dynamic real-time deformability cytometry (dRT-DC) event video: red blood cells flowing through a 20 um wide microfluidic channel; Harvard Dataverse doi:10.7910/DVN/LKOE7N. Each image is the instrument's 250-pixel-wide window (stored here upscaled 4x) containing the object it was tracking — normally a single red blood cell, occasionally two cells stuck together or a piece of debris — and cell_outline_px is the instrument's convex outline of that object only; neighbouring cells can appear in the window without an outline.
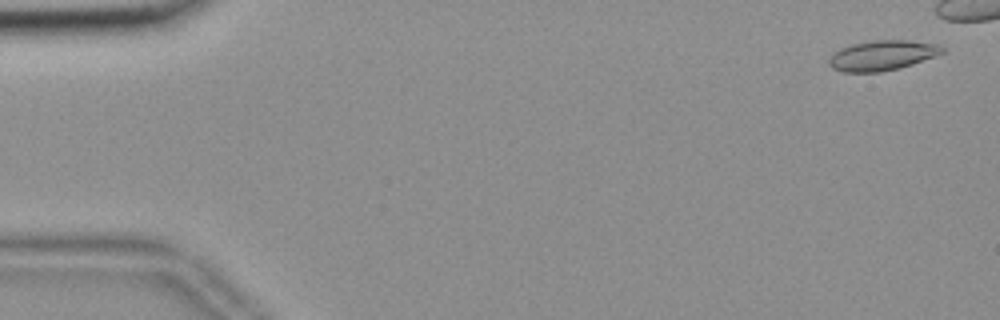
{"species": "common noctule bat (a hibernating species)", "species_latin": "Nyctalus noctula", "temperature_condition": "room temperature", "stored_images_in_passage": 45, "camera_frame_rate_fps": 3000, "um_per_image_px": 0.085, "animal": {"sex": "female", "body_mass_g": 18.4}, "frame": {"image": 1, "passage_image": 2, "time_ms": 0.333, "image_size_px": [1000, 320], "cell_outline_px": [[944, 52], [912, 64], [900, 68], [880, 72], [844, 72], [832, 68], [828, 64], [828, 60], [832, 52], [840, 48], [852, 44], [876, 40], [912, 40], [940, 44], [944, 48]], "centroid_in_image_um": [74.97, 4.7], "position_along_channel_um": 10.0, "area_um2": 19.94}}
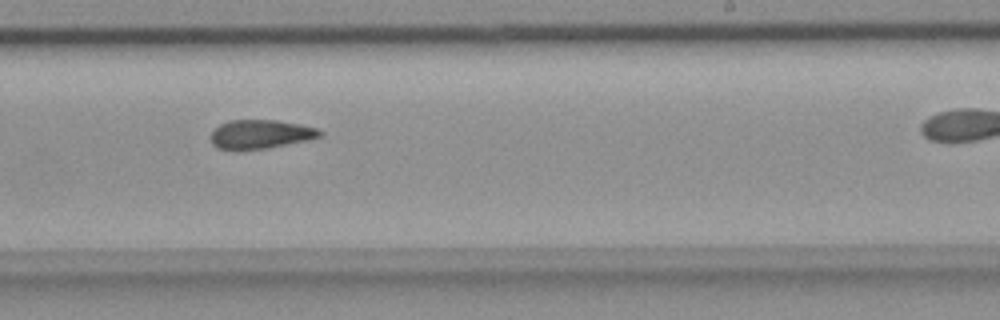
{"frame": {"image": 2, "passage_image": 34, "time_ms": 11.0, "image_size_px": [1000, 320], "cell_outline_px": [[324, 132], [320, 136], [312, 140], [268, 148], [216, 148], [212, 144], [208, 136], [220, 124], [228, 120], [276, 120], [300, 124], [320, 128]], "centroid_in_image_um": [22.2, 11.39], "position_along_channel_um": 266.8, "area_um2": 18.44}}
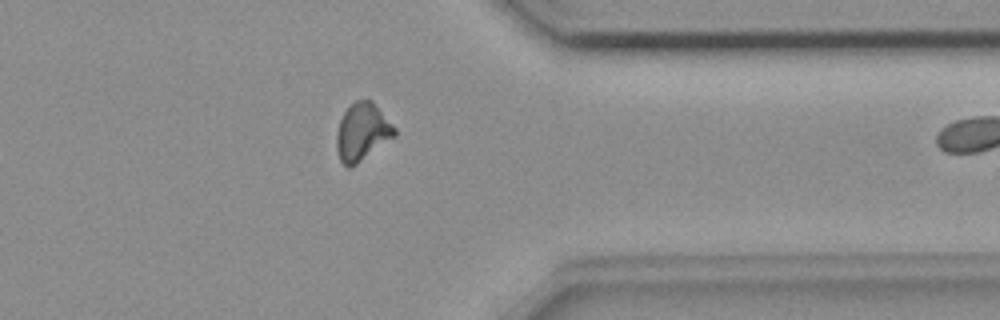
{"frame": {"image": 3, "passage_image": 44, "time_ms": 14.333, "image_size_px": [1000, 320], "cell_outline_px": [[396, 136], [356, 164], [348, 168], [340, 160], [336, 148], [336, 132], [340, 120], [344, 112], [356, 100], [372, 100], [396, 128]], "centroid_in_image_um": [30.79, 11.22], "position_along_channel_um": 380.6, "area_um2": 19.36}}